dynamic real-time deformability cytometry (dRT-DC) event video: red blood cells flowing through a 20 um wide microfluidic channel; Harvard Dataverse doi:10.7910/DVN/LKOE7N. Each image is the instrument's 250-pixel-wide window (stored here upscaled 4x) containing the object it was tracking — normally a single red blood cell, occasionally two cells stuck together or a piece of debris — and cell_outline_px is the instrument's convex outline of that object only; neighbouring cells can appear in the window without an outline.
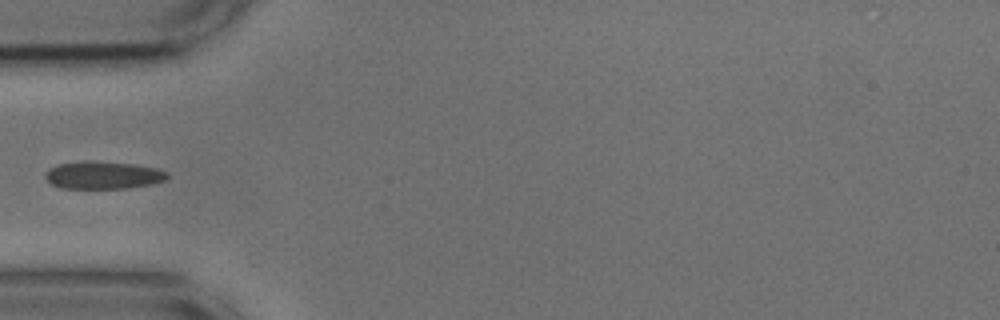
{"species": "common noctule bat (a hibernating species)", "species_latin": "Nyctalus noctula", "temperature_condition": "cold", "stored_images_in_passage": 19, "camera_frame_rate_fps": 3000, "um_per_image_px": 0.085, "animal": {"sex": "male", "body_mass_g": 17.9, "forearm_length_mm": 54.2}, "frame": {"image": 1, "passage_image": 1, "time_ms": 0.0, "image_size_px": [1000, 320], "cell_outline_px": [[168, 176], [164, 180], [152, 184], [128, 188], [60, 188], [52, 184], [44, 176], [44, 172], [48, 168], [56, 164], [84, 160], [92, 160], [136, 164], [156, 168], [168, 172]], "centroid_in_image_um": [8.73, 14.87], "position_along_channel_um": 76.3, "area_um2": 19.94}}